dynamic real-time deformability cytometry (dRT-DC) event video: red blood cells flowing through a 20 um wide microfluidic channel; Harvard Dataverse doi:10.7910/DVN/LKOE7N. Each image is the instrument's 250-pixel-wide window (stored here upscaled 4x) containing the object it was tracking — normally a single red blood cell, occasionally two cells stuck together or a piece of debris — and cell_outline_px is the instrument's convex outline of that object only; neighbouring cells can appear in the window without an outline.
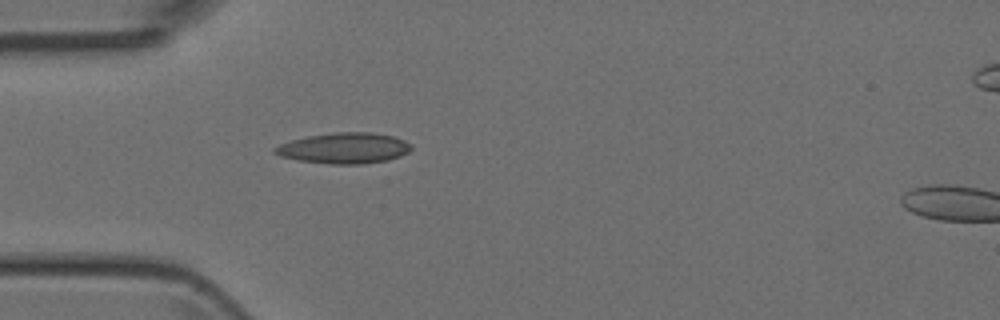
{"species": "Egyptian fruit bat (a non-hibernating species)", "species_latin": "Rousettus aegyptiacus", "temperature_condition": "room temperature", "stored_images_in_passage": 2, "camera_frame_rate_fps": 3000, "um_per_image_px": 0.085, "animal": {"sex": "female"}, "frame": {"image": 1, "passage_image": 1, "time_ms": 0.0, "image_size_px": [1000, 320], "cell_outline_px": [[412, 148], [408, 152], [400, 156], [388, 160], [364, 164], [328, 164], [300, 160], [280, 156], [272, 152], [272, 148], [280, 144], [292, 140], [308, 136], [336, 132], [372, 132], [392, 136], [404, 140], [412, 144]], "centroid_in_image_um": [29.26, 12.59], "position_along_channel_um": 55.7, "area_um2": 24.51}}